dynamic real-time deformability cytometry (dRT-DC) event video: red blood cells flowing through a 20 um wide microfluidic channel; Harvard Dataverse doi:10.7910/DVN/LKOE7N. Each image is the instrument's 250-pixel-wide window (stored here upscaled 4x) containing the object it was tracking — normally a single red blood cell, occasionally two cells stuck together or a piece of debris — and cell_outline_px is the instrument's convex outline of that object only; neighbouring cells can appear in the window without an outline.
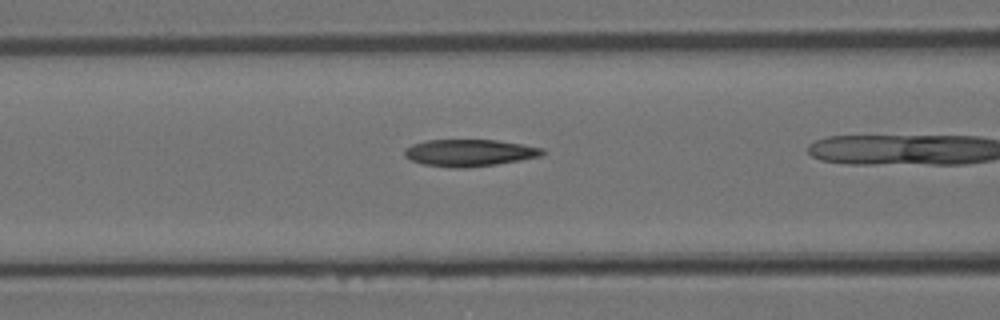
{"species": "Egyptian fruit bat (a non-hibernating species)", "species_latin": "Rousettus aegyptiacus", "temperature_condition": "room temperature", "stored_images_in_passage": 19, "camera_frame_rate_fps": 3000, "um_per_image_px": 0.085, "animal": {"sex": "female"}, "frame": {"image": 1, "passage_image": 16, "time_ms": 5.0, "image_size_px": [1000, 320], "cell_outline_px": [[544, 152], [540, 156], [520, 160], [496, 164], [464, 168], [452, 168], [424, 164], [408, 160], [404, 156], [404, 148], [412, 144], [424, 140], [496, 140], [544, 148]], "centroid_in_image_um": [39.83, 12.99], "position_along_channel_um": 126.8, "area_um2": 21.68}}